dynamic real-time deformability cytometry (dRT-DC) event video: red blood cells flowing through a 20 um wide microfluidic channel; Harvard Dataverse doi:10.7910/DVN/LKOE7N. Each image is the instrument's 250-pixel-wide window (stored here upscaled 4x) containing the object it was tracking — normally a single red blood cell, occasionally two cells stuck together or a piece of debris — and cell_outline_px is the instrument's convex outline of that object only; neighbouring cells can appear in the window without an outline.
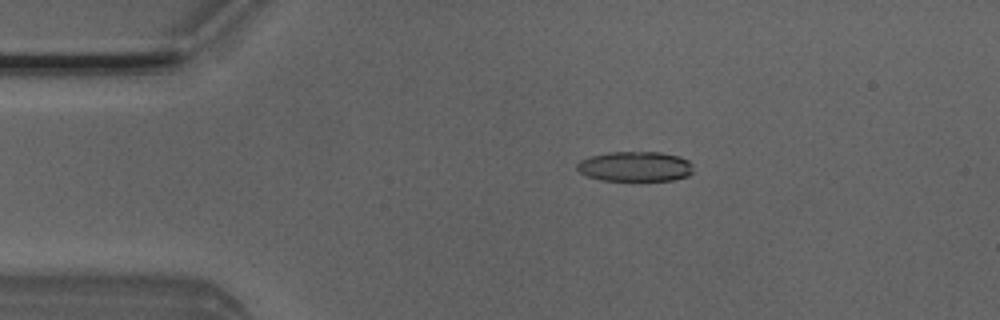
{"species": "Egyptian fruit bat (a non-hibernating species)", "species_latin": "Rousettus aegyptiacus", "temperature_condition": "room temperature", "stored_images_in_passage": 3, "camera_frame_rate_fps": 3000, "um_per_image_px": 0.085, "animal": {"sex": "male"}, "frame": {"image": 1, "passage_image": 2, "time_ms": 0.333, "image_size_px": [1000, 320], "cell_outline_px": [[692, 172], [688, 176], [672, 180], [600, 180], [588, 176], [580, 172], [576, 168], [576, 164], [580, 160], [592, 156], [608, 152], [660, 152], [680, 156], [688, 160], [692, 164]], "centroid_in_image_um": [53.99, 14.14], "position_along_channel_um": 31.0, "area_um2": 20.29}}